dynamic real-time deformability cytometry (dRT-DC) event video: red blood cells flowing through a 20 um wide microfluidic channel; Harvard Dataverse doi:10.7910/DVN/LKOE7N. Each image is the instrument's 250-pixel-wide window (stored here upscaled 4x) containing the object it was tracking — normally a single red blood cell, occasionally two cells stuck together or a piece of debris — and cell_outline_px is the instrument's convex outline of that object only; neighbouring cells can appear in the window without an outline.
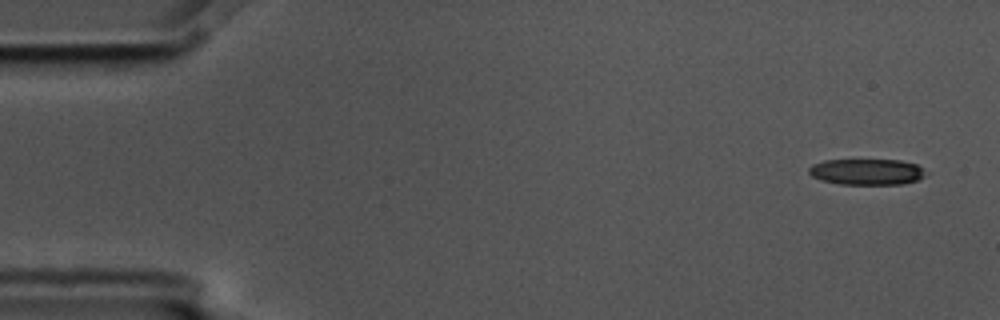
{"species": "common noctule bat (a hibernating species)", "species_latin": "Nyctalus noctula", "temperature_condition": "cold", "stored_images_in_passage": 4, "camera_frame_rate_fps": 3000, "um_per_image_px": 0.085, "animal": {"sex": "male", "body_mass_g": 17.5, "forearm_length_mm": 52.3}, "frame": {"image": 1, "passage_image": 1, "time_ms": 0.0, "image_size_px": [1000, 320], "cell_outline_px": [[932, 172], [916, 180], [904, 184], [840, 184], [820, 180], [812, 176], [808, 172], [808, 168], [812, 164], [824, 160], [900, 160], [916, 164]], "centroid_in_image_um": [73.71, 14.6], "position_along_channel_um": 11.3, "area_um2": 17.98}}
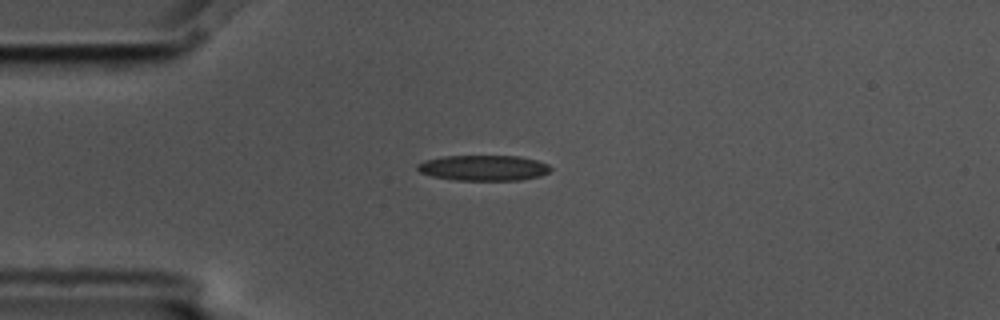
{"frame": {"image": 2, "passage_image": 4, "time_ms": 1.0, "image_size_px": [1000, 320], "cell_outline_px": [[552, 168], [548, 172], [540, 176], [520, 180], [456, 180], [432, 176], [420, 172], [416, 168], [416, 164], [424, 160], [444, 156], [520, 156], [536, 160], [548, 164]], "centroid_in_image_um": [41.09, 14.27], "position_along_channel_um": 43.9, "area_um2": 19.83}}